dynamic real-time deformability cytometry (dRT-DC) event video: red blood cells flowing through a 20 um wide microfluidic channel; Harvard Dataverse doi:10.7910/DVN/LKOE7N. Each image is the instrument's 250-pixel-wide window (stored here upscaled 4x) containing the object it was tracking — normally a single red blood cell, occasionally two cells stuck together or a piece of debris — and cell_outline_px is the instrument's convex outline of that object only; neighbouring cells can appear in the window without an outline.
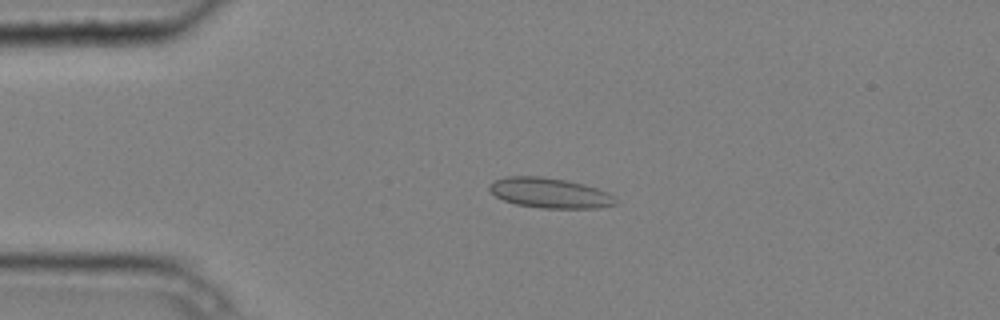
{"species": "common noctule bat (a hibernating species)", "species_latin": "Nyctalus noctula", "temperature_condition": "cold", "stored_images_in_passage": 3, "camera_frame_rate_fps": 3000, "um_per_image_px": 0.085, "animal": {"sex": "male", "body_mass_g": 20.4}, "frame": {"image": 1, "passage_image": 2, "time_ms": 0.333, "image_size_px": [1000, 320], "cell_outline_px": [[620, 204], [596, 208], [540, 208], [516, 204], [504, 200], [496, 196], [488, 188], [496, 180], [508, 176], [540, 176], [564, 180], [596, 188], [608, 192]], "centroid_in_image_um": [46.75, 16.41], "position_along_channel_um": 38.2, "area_um2": 21.85}}